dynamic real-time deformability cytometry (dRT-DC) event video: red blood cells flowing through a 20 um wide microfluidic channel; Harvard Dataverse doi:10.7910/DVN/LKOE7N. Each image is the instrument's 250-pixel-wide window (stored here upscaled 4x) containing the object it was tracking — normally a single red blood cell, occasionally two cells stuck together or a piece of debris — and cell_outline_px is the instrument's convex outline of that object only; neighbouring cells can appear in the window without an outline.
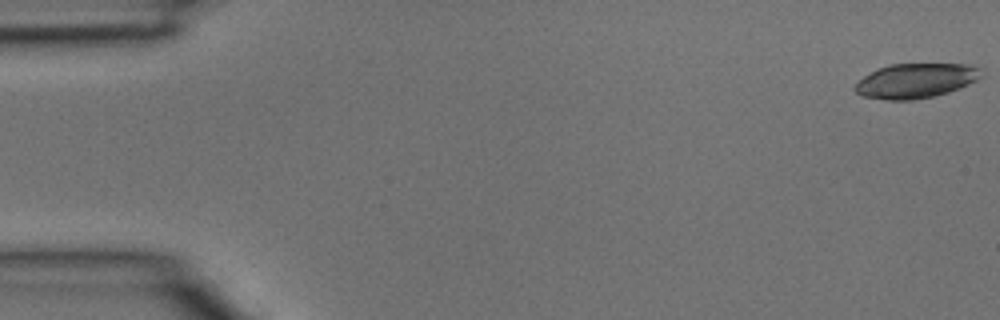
{"species": "common noctule bat (a hibernating species)", "species_latin": "Nyctalus noctula", "temperature_condition": "room temperature", "stored_images_in_passage": 40, "camera_frame_rate_fps": 3000, "um_per_image_px": 0.085, "animal": {"sex": "male", "body_mass_g": 15.6}, "frame": {"image": 1, "passage_image": 1, "time_ms": 0.0, "image_size_px": [1000, 320], "cell_outline_px": [[984, 76], [968, 84], [948, 92], [932, 96], [912, 100], [888, 100], [860, 96], [852, 88], [864, 76], [876, 68], [888, 64], [972, 64], [980, 68]], "centroid_in_image_um": [77.82, 6.85], "position_along_channel_um": 7.2, "area_um2": 25.66}}
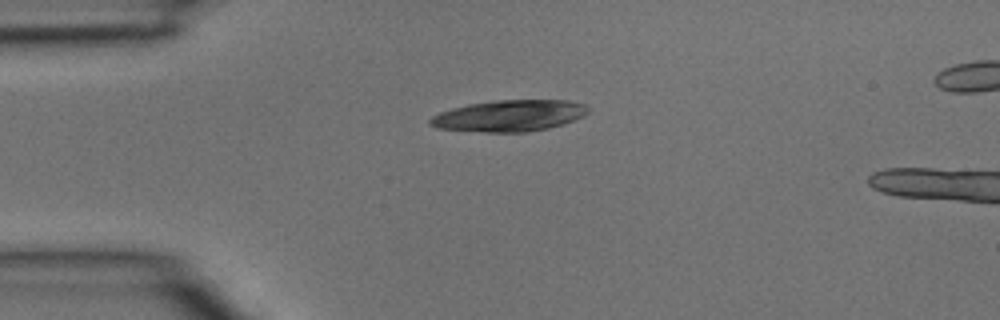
{"frame": {"image": 2, "passage_image": 10, "time_ms": 3.0, "image_size_px": [1000, 320], "cell_outline_px": [[588, 112], [584, 116], [564, 124], [548, 128], [528, 132], [484, 132], [436, 128], [428, 124], [428, 120], [432, 116], [440, 112], [452, 108], [468, 104], [492, 100], [568, 100], [584, 104], [588, 108]], "centroid_in_image_um": [43.28, 9.84], "position_along_channel_um": 41.7, "area_um2": 29.07}}